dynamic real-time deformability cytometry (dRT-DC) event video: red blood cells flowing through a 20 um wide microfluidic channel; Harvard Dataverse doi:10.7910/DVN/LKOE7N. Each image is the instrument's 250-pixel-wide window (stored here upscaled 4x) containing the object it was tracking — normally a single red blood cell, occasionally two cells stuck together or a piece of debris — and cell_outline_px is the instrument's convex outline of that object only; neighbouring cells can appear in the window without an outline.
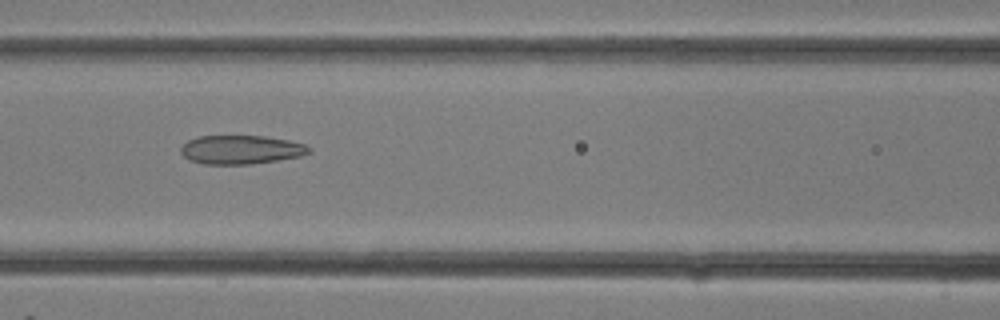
{"species": "common noctule bat (a hibernating species)", "species_latin": "Nyctalus noctula", "temperature_condition": "room temperature", "stored_images_in_passage": 32, "camera_frame_rate_fps": 3000, "um_per_image_px": 0.085, "animal": {"sex": "female"}, "frame": {"image": 1, "passage_image": 14, "time_ms": 4.333, "image_size_px": [1000, 320], "cell_outline_px": [[312, 152], [300, 156], [252, 164], [204, 164], [188, 160], [180, 152], [180, 148], [188, 140], [196, 136], [264, 136], [288, 140], [304, 144], [312, 148]], "centroid_in_image_um": [20.47, 12.72], "position_along_channel_um": 146.1, "area_um2": 21.56}}
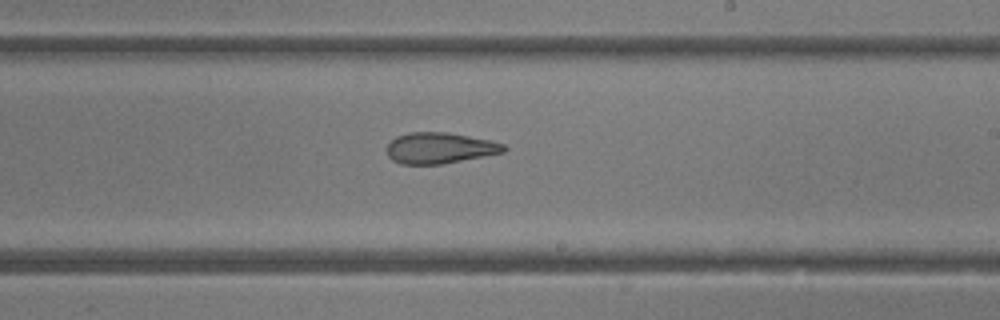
{"frame": {"image": 2, "passage_image": 19, "time_ms": 6.0, "image_size_px": [1000, 320], "cell_outline_px": [[508, 148], [504, 152], [484, 156], [440, 164], [400, 164], [392, 160], [388, 156], [388, 144], [396, 136], [408, 132], [448, 132], [492, 140], [504, 144]], "centroid_in_image_um": [37.39, 12.57], "position_along_channel_um": 251.6, "area_um2": 21.15}}
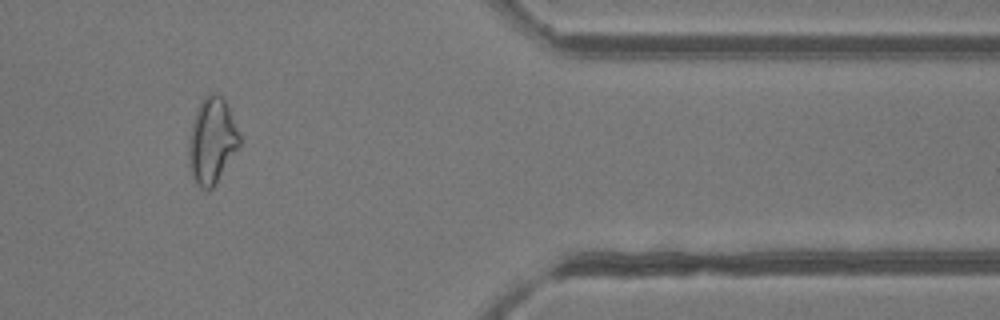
{"frame": {"image": 3, "passage_image": 27, "time_ms": 8.667, "image_size_px": [1000, 320], "cell_outline_px": [[240, 148], [216, 184], [208, 192], [200, 188], [192, 176], [188, 160], [188, 144], [192, 124], [196, 112], [204, 96], [208, 92], [216, 92], [224, 100], [228, 108], [240, 136]], "centroid_in_image_um": [18.02, 12.02], "position_along_channel_um": 393.4, "area_um2": 25.55}}